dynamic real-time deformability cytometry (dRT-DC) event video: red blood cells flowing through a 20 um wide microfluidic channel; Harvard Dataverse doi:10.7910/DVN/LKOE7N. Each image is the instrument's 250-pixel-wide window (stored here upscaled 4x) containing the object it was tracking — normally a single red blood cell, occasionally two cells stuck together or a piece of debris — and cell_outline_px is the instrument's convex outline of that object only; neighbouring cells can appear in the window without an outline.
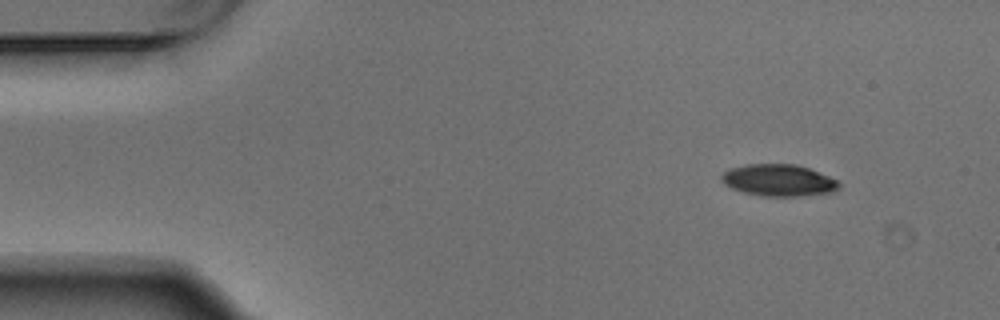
{"species": "Egyptian fruit bat (a non-hibernating species)", "species_latin": "Rousettus aegyptiacus", "temperature_condition": "warm", "stored_images_in_passage": 7, "camera_frame_rate_fps": 3000, "um_per_image_px": 0.085, "animal": {"sex": "male"}, "frame": {"image": 1, "passage_image": 1, "time_ms": 0.0, "image_size_px": [1000, 320], "cell_outline_px": [[840, 188], [832, 192], [796, 196], [760, 196], [744, 192], [732, 188], [724, 184], [720, 180], [720, 176], [728, 168], [748, 164], [796, 164], [808, 168], [828, 176], [836, 180], [840, 184]], "centroid_in_image_um": [66.14, 15.32], "position_along_channel_um": 18.9, "area_um2": 21.73}}
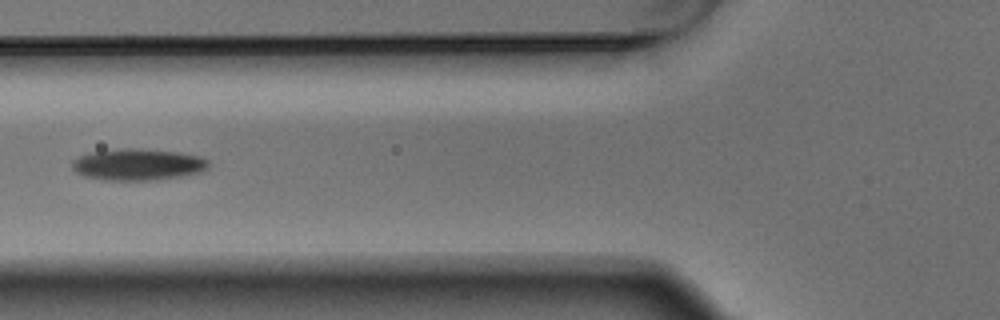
{"frame": {"image": 2, "passage_image": 5, "time_ms": 1.333, "image_size_px": [1000, 320], "cell_outline_px": [[208, 168], [200, 172], [180, 176], [152, 180], [104, 180], [84, 176], [76, 172], [72, 168], [72, 160], [80, 156], [92, 152], [124, 148], [140, 148], [180, 152], [200, 156], [208, 160]], "centroid_in_image_um": [11.72, 13.98], "position_along_channel_um": 114.1, "area_um2": 25.09}}
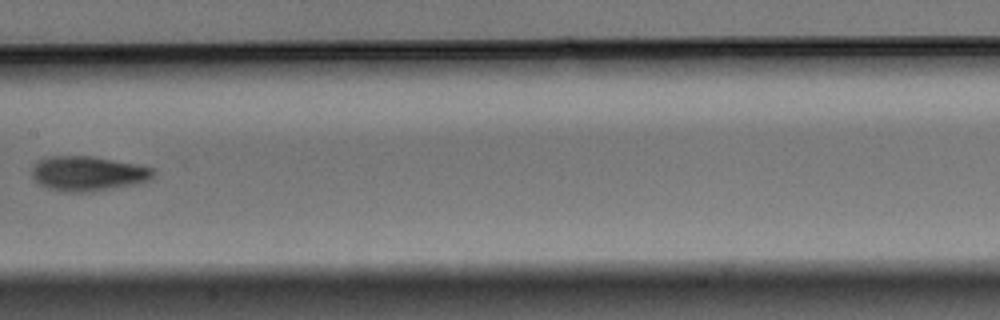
{"frame": {"image": 3, "passage_image": 7, "time_ms": 2.0, "image_size_px": [1000, 320], "cell_outline_px": [[156, 172], [148, 180], [132, 184], [88, 192], [64, 192], [48, 188], [40, 184], [32, 176], [32, 168], [40, 160], [52, 156], [88, 156], [112, 160], [152, 168]], "centroid_in_image_um": [7.43, 14.76], "position_along_channel_um": 200.0, "area_um2": 23.93}}